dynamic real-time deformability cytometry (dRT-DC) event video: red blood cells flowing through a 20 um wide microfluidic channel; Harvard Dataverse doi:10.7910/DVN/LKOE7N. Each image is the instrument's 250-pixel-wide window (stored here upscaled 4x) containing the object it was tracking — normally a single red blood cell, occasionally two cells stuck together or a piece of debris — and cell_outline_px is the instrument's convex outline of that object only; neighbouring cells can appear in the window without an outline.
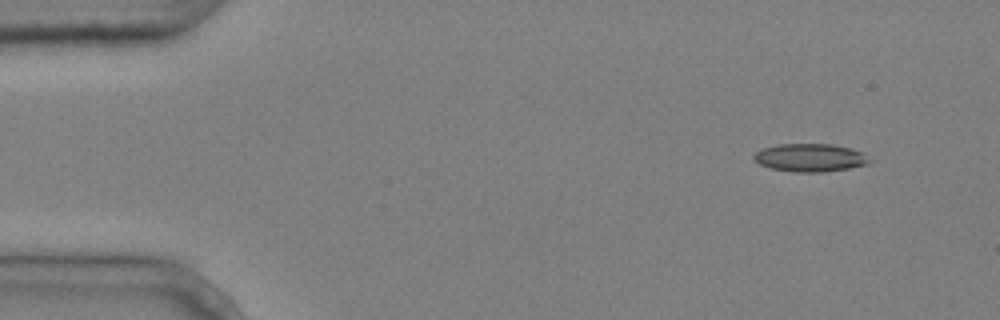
{"species": "common noctule bat (a hibernating species)", "species_latin": "Nyctalus noctula", "temperature_condition": "cold", "stored_images_in_passage": 6, "camera_frame_rate_fps": 3000, "um_per_image_px": 0.085, "animal": {"sex": "male", "body_mass_g": 20.4}, "frame": {"image": 1, "passage_image": 2, "time_ms": 0.333, "image_size_px": [1000, 320], "cell_outline_px": [[876, 160], [868, 164], [848, 168], [824, 172], [792, 172], [768, 168], [760, 164], [752, 156], [756, 152], [764, 148], [780, 144], [832, 144], [852, 148]], "centroid_in_image_um": [68.9, 13.41], "position_along_channel_um": 16.1, "area_um2": 19.02}}
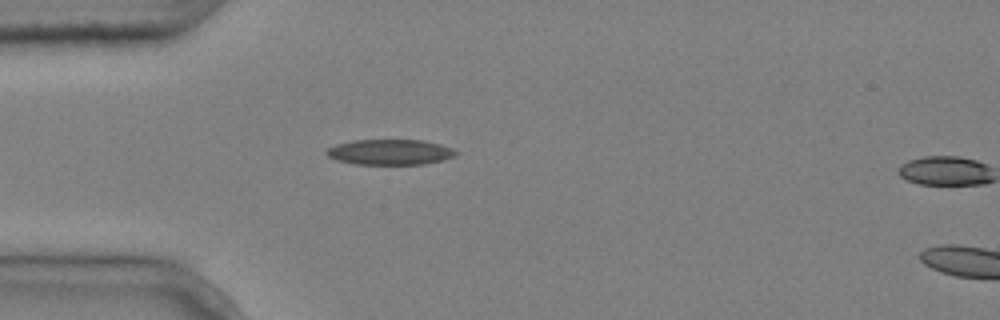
{"frame": {"image": 2, "passage_image": 5, "time_ms": 1.333, "image_size_px": [1000, 320], "cell_outline_px": [[460, 152], [456, 156], [444, 160], [424, 164], [356, 164], [336, 160], [328, 156], [324, 152], [328, 148], [336, 144], [352, 140], [424, 140], [440, 144], [452, 148]], "centroid_in_image_um": [33.18, 12.92], "position_along_channel_um": 51.8, "area_um2": 19.36}}